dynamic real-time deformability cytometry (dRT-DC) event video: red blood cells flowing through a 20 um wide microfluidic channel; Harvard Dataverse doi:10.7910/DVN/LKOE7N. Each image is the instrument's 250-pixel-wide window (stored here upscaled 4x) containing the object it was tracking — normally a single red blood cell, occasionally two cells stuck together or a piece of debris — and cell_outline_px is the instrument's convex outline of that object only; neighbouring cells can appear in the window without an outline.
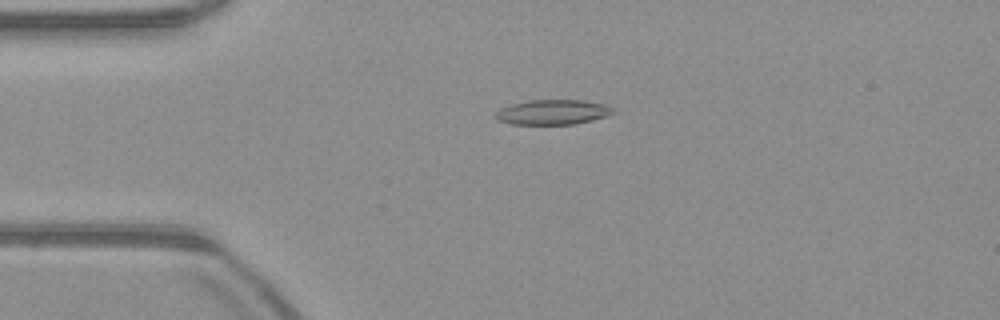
{"species": "common noctule bat (a hibernating species)", "species_latin": "Nyctalus noctula", "temperature_condition": "warm", "stored_images_in_passage": 48, "camera_frame_rate_fps": 3000, "um_per_image_px": 0.085, "animal": {"sex": "male", "body_mass_g": 23.1, "forearm_length_mm": 52.7}, "frame": {"image": 1, "passage_image": 8, "time_ms": 2.333, "image_size_px": [1000, 320], "cell_outline_px": [[616, 112], [608, 116], [576, 124], [512, 124], [496, 120], [496, 112], [500, 108], [512, 104], [528, 100], [584, 100], [604, 104], [612, 108]], "centroid_in_image_um": [47.0, 9.53], "position_along_channel_um": 38.0, "area_um2": 17.11}}
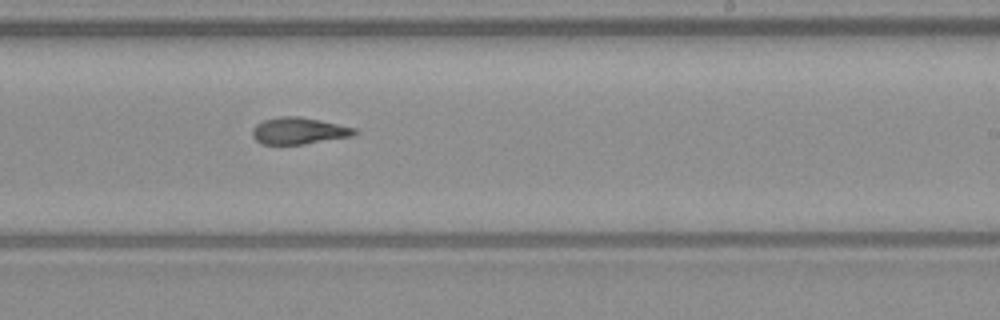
{"frame": {"image": 2, "passage_image": 27, "time_ms": 8.667, "image_size_px": [1000, 320], "cell_outline_px": [[356, 132], [352, 136], [304, 144], [260, 144], [252, 136], [252, 128], [256, 124], [264, 120], [280, 116], [300, 116], [320, 120], [356, 128]], "centroid_in_image_um": [25.36, 11.11], "position_along_channel_um": 263.6, "area_um2": 15.9}}
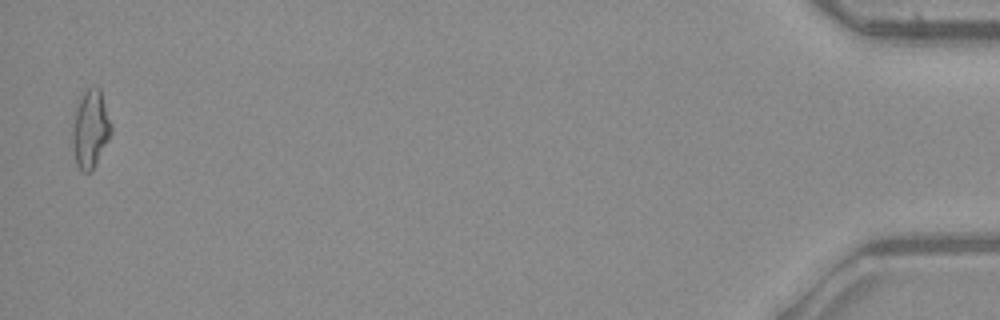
{"frame": {"image": 3, "passage_image": 47, "time_ms": 15.333, "image_size_px": [1000, 320], "cell_outline_px": [[112, 132], [92, 172], [80, 172], [76, 164], [72, 148], [72, 128], [76, 108], [84, 88], [100, 88], [112, 124]], "centroid_in_image_um": [7.68, 10.99], "position_along_channel_um": 427.5, "area_um2": 17.8}, "authors_computed_cell_mechanics": {"area_um2": 16.473, "velocity_mm_per_s": 3.9859, "shape_relaxation_time_tau1_ms": 8.7453, "shape_relaxation_time_tau2_ms": 6.3862, "deformation_change_tau1": 0.2721, "deformation_change_tau2": 0.1561}}